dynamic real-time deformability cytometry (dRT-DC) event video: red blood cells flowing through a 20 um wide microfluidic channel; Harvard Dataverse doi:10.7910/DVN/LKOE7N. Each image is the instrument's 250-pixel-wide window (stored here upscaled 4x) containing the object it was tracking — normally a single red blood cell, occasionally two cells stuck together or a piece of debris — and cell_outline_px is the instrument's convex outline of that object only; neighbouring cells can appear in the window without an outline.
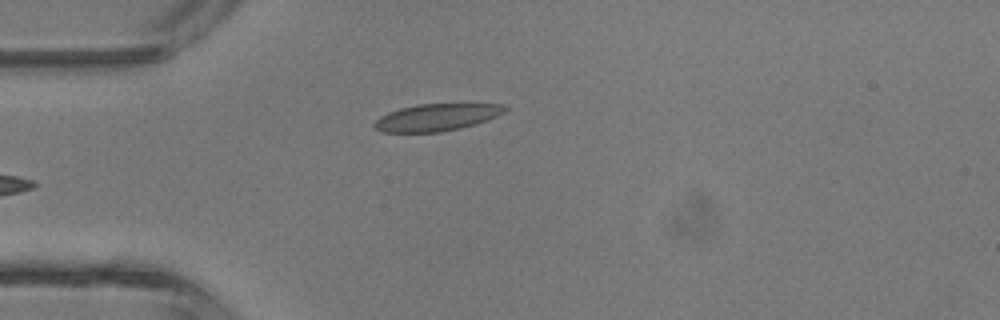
{"species": "common noctule bat (a hibernating species)", "species_latin": "Nyctalus noctula", "temperature_condition": "room temperature", "stored_images_in_passage": 4, "camera_frame_rate_fps": 3000, "um_per_image_px": 0.085, "animal": {"sex": "male", "body_mass_g": 13.3}, "frame": {"image": 1, "passage_image": 4, "time_ms": 3.333, "image_size_px": [1000, 320], "cell_outline_px": [[508, 108], [504, 112], [488, 120], [476, 124], [460, 128], [440, 132], [384, 132], [376, 128], [372, 124], [380, 116], [388, 112], [400, 108], [416, 104], [504, 104]], "centroid_in_image_um": [37.12, 9.97], "position_along_channel_um": 47.9, "area_um2": 20.58}}